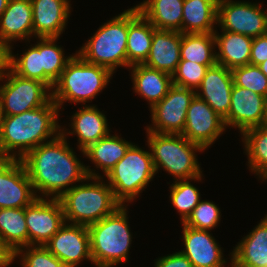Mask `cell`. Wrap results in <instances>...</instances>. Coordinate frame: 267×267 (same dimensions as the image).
I'll return each instance as SVG.
<instances>
[{
	"mask_svg": "<svg viewBox=\"0 0 267 267\" xmlns=\"http://www.w3.org/2000/svg\"><path fill=\"white\" fill-rule=\"evenodd\" d=\"M67 138L59 133L21 159L38 198L59 199L88 176L102 177L98 171L77 158Z\"/></svg>",
	"mask_w": 267,
	"mask_h": 267,
	"instance_id": "obj_1",
	"label": "cell"
},
{
	"mask_svg": "<svg viewBox=\"0 0 267 267\" xmlns=\"http://www.w3.org/2000/svg\"><path fill=\"white\" fill-rule=\"evenodd\" d=\"M59 115L57 104L50 99L39 108L18 115L2 116L0 159L21 160L30 150L54 139L61 129Z\"/></svg>",
	"mask_w": 267,
	"mask_h": 267,
	"instance_id": "obj_2",
	"label": "cell"
},
{
	"mask_svg": "<svg viewBox=\"0 0 267 267\" xmlns=\"http://www.w3.org/2000/svg\"><path fill=\"white\" fill-rule=\"evenodd\" d=\"M59 201L65 222L87 227L111 215L121 206L103 177L88 176L85 181L65 192Z\"/></svg>",
	"mask_w": 267,
	"mask_h": 267,
	"instance_id": "obj_3",
	"label": "cell"
},
{
	"mask_svg": "<svg viewBox=\"0 0 267 267\" xmlns=\"http://www.w3.org/2000/svg\"><path fill=\"white\" fill-rule=\"evenodd\" d=\"M112 76L109 69L88 63L76 52L54 83L51 99L59 111L67 102L87 105L108 86Z\"/></svg>",
	"mask_w": 267,
	"mask_h": 267,
	"instance_id": "obj_4",
	"label": "cell"
},
{
	"mask_svg": "<svg viewBox=\"0 0 267 267\" xmlns=\"http://www.w3.org/2000/svg\"><path fill=\"white\" fill-rule=\"evenodd\" d=\"M128 205L88 226L90 252L96 267H114L128 261L133 234L128 222Z\"/></svg>",
	"mask_w": 267,
	"mask_h": 267,
	"instance_id": "obj_5",
	"label": "cell"
},
{
	"mask_svg": "<svg viewBox=\"0 0 267 267\" xmlns=\"http://www.w3.org/2000/svg\"><path fill=\"white\" fill-rule=\"evenodd\" d=\"M149 151L156 174L163 169L173 180L196 178L203 174L197 152L205 150L182 134H162L146 131Z\"/></svg>",
	"mask_w": 267,
	"mask_h": 267,
	"instance_id": "obj_6",
	"label": "cell"
},
{
	"mask_svg": "<svg viewBox=\"0 0 267 267\" xmlns=\"http://www.w3.org/2000/svg\"><path fill=\"white\" fill-rule=\"evenodd\" d=\"M128 9L103 23L76 52L88 63L103 66L113 74L128 67Z\"/></svg>",
	"mask_w": 267,
	"mask_h": 267,
	"instance_id": "obj_7",
	"label": "cell"
},
{
	"mask_svg": "<svg viewBox=\"0 0 267 267\" xmlns=\"http://www.w3.org/2000/svg\"><path fill=\"white\" fill-rule=\"evenodd\" d=\"M156 175L151 152L133 143L125 156L105 176L115 199L129 206Z\"/></svg>",
	"mask_w": 267,
	"mask_h": 267,
	"instance_id": "obj_8",
	"label": "cell"
},
{
	"mask_svg": "<svg viewBox=\"0 0 267 267\" xmlns=\"http://www.w3.org/2000/svg\"><path fill=\"white\" fill-rule=\"evenodd\" d=\"M0 108L2 116L18 115L39 108L51 99V90L37 80L21 77L9 67L0 74Z\"/></svg>",
	"mask_w": 267,
	"mask_h": 267,
	"instance_id": "obj_9",
	"label": "cell"
},
{
	"mask_svg": "<svg viewBox=\"0 0 267 267\" xmlns=\"http://www.w3.org/2000/svg\"><path fill=\"white\" fill-rule=\"evenodd\" d=\"M262 3L219 0L217 26L222 31L252 38L267 33V10Z\"/></svg>",
	"mask_w": 267,
	"mask_h": 267,
	"instance_id": "obj_10",
	"label": "cell"
},
{
	"mask_svg": "<svg viewBox=\"0 0 267 267\" xmlns=\"http://www.w3.org/2000/svg\"><path fill=\"white\" fill-rule=\"evenodd\" d=\"M195 95L193 89L172 85L167 95L149 109L153 124L144 129L162 134H182L187 110Z\"/></svg>",
	"mask_w": 267,
	"mask_h": 267,
	"instance_id": "obj_11",
	"label": "cell"
},
{
	"mask_svg": "<svg viewBox=\"0 0 267 267\" xmlns=\"http://www.w3.org/2000/svg\"><path fill=\"white\" fill-rule=\"evenodd\" d=\"M25 219L28 230V246H45L65 223L59 199L50 198H36L25 207Z\"/></svg>",
	"mask_w": 267,
	"mask_h": 267,
	"instance_id": "obj_12",
	"label": "cell"
},
{
	"mask_svg": "<svg viewBox=\"0 0 267 267\" xmlns=\"http://www.w3.org/2000/svg\"><path fill=\"white\" fill-rule=\"evenodd\" d=\"M226 129L224 119L208 103L195 95L187 110L182 135L207 150Z\"/></svg>",
	"mask_w": 267,
	"mask_h": 267,
	"instance_id": "obj_13",
	"label": "cell"
},
{
	"mask_svg": "<svg viewBox=\"0 0 267 267\" xmlns=\"http://www.w3.org/2000/svg\"><path fill=\"white\" fill-rule=\"evenodd\" d=\"M36 198L23 162L0 159V208H25Z\"/></svg>",
	"mask_w": 267,
	"mask_h": 267,
	"instance_id": "obj_14",
	"label": "cell"
},
{
	"mask_svg": "<svg viewBox=\"0 0 267 267\" xmlns=\"http://www.w3.org/2000/svg\"><path fill=\"white\" fill-rule=\"evenodd\" d=\"M226 128H237L240 134L245 130L267 124V98L253 91L233 85L228 116L224 119Z\"/></svg>",
	"mask_w": 267,
	"mask_h": 267,
	"instance_id": "obj_15",
	"label": "cell"
},
{
	"mask_svg": "<svg viewBox=\"0 0 267 267\" xmlns=\"http://www.w3.org/2000/svg\"><path fill=\"white\" fill-rule=\"evenodd\" d=\"M45 247L68 267H78L84 260L93 264L87 226L65 222Z\"/></svg>",
	"mask_w": 267,
	"mask_h": 267,
	"instance_id": "obj_16",
	"label": "cell"
},
{
	"mask_svg": "<svg viewBox=\"0 0 267 267\" xmlns=\"http://www.w3.org/2000/svg\"><path fill=\"white\" fill-rule=\"evenodd\" d=\"M182 239L185 248L181 253L185 255L193 267H226L223 248L216 241L211 231L195 229L182 223Z\"/></svg>",
	"mask_w": 267,
	"mask_h": 267,
	"instance_id": "obj_17",
	"label": "cell"
},
{
	"mask_svg": "<svg viewBox=\"0 0 267 267\" xmlns=\"http://www.w3.org/2000/svg\"><path fill=\"white\" fill-rule=\"evenodd\" d=\"M83 108L71 116L70 129L61 126L60 133L67 137L68 135H76L78 138L77 147L84 155V150L98 140L105 138L111 132L108 125V120L100 111L97 105H82Z\"/></svg>",
	"mask_w": 267,
	"mask_h": 267,
	"instance_id": "obj_18",
	"label": "cell"
},
{
	"mask_svg": "<svg viewBox=\"0 0 267 267\" xmlns=\"http://www.w3.org/2000/svg\"><path fill=\"white\" fill-rule=\"evenodd\" d=\"M71 0H31L33 38H60L71 15Z\"/></svg>",
	"mask_w": 267,
	"mask_h": 267,
	"instance_id": "obj_19",
	"label": "cell"
},
{
	"mask_svg": "<svg viewBox=\"0 0 267 267\" xmlns=\"http://www.w3.org/2000/svg\"><path fill=\"white\" fill-rule=\"evenodd\" d=\"M233 85L231 70L216 63L207 69L195 93L196 96L208 103L222 119H225L230 109Z\"/></svg>",
	"mask_w": 267,
	"mask_h": 267,
	"instance_id": "obj_20",
	"label": "cell"
},
{
	"mask_svg": "<svg viewBox=\"0 0 267 267\" xmlns=\"http://www.w3.org/2000/svg\"><path fill=\"white\" fill-rule=\"evenodd\" d=\"M231 267H267V214L233 247Z\"/></svg>",
	"mask_w": 267,
	"mask_h": 267,
	"instance_id": "obj_21",
	"label": "cell"
},
{
	"mask_svg": "<svg viewBox=\"0 0 267 267\" xmlns=\"http://www.w3.org/2000/svg\"><path fill=\"white\" fill-rule=\"evenodd\" d=\"M0 38L10 47L12 41H31L33 38V12L31 0H9L0 16ZM30 40V41H29Z\"/></svg>",
	"mask_w": 267,
	"mask_h": 267,
	"instance_id": "obj_22",
	"label": "cell"
},
{
	"mask_svg": "<svg viewBox=\"0 0 267 267\" xmlns=\"http://www.w3.org/2000/svg\"><path fill=\"white\" fill-rule=\"evenodd\" d=\"M180 48L181 32L155 29L148 57L143 64L172 75L181 60Z\"/></svg>",
	"mask_w": 267,
	"mask_h": 267,
	"instance_id": "obj_23",
	"label": "cell"
},
{
	"mask_svg": "<svg viewBox=\"0 0 267 267\" xmlns=\"http://www.w3.org/2000/svg\"><path fill=\"white\" fill-rule=\"evenodd\" d=\"M128 69L131 70L133 91L147 101L149 108L161 101L173 85L172 75L144 64H136Z\"/></svg>",
	"mask_w": 267,
	"mask_h": 267,
	"instance_id": "obj_24",
	"label": "cell"
},
{
	"mask_svg": "<svg viewBox=\"0 0 267 267\" xmlns=\"http://www.w3.org/2000/svg\"><path fill=\"white\" fill-rule=\"evenodd\" d=\"M155 28L139 12L136 6L128 9V40H127V61L128 68L143 64L149 54L153 32Z\"/></svg>",
	"mask_w": 267,
	"mask_h": 267,
	"instance_id": "obj_25",
	"label": "cell"
},
{
	"mask_svg": "<svg viewBox=\"0 0 267 267\" xmlns=\"http://www.w3.org/2000/svg\"><path fill=\"white\" fill-rule=\"evenodd\" d=\"M217 30L214 31L217 63L230 70L248 65L253 38L229 31L219 34Z\"/></svg>",
	"mask_w": 267,
	"mask_h": 267,
	"instance_id": "obj_26",
	"label": "cell"
},
{
	"mask_svg": "<svg viewBox=\"0 0 267 267\" xmlns=\"http://www.w3.org/2000/svg\"><path fill=\"white\" fill-rule=\"evenodd\" d=\"M184 0H143L136 7L158 30H172L182 33Z\"/></svg>",
	"mask_w": 267,
	"mask_h": 267,
	"instance_id": "obj_27",
	"label": "cell"
},
{
	"mask_svg": "<svg viewBox=\"0 0 267 267\" xmlns=\"http://www.w3.org/2000/svg\"><path fill=\"white\" fill-rule=\"evenodd\" d=\"M219 0H184L182 33H214Z\"/></svg>",
	"mask_w": 267,
	"mask_h": 267,
	"instance_id": "obj_28",
	"label": "cell"
},
{
	"mask_svg": "<svg viewBox=\"0 0 267 267\" xmlns=\"http://www.w3.org/2000/svg\"><path fill=\"white\" fill-rule=\"evenodd\" d=\"M117 134H109L90 145L84 150V156L87 157L97 170H102L104 178L108 172L119 162L124 156L128 148L133 144Z\"/></svg>",
	"mask_w": 267,
	"mask_h": 267,
	"instance_id": "obj_29",
	"label": "cell"
},
{
	"mask_svg": "<svg viewBox=\"0 0 267 267\" xmlns=\"http://www.w3.org/2000/svg\"><path fill=\"white\" fill-rule=\"evenodd\" d=\"M244 153L250 172L267 181V124L245 130L242 134Z\"/></svg>",
	"mask_w": 267,
	"mask_h": 267,
	"instance_id": "obj_30",
	"label": "cell"
},
{
	"mask_svg": "<svg viewBox=\"0 0 267 267\" xmlns=\"http://www.w3.org/2000/svg\"><path fill=\"white\" fill-rule=\"evenodd\" d=\"M180 58L208 67L215 65L214 33H181Z\"/></svg>",
	"mask_w": 267,
	"mask_h": 267,
	"instance_id": "obj_31",
	"label": "cell"
},
{
	"mask_svg": "<svg viewBox=\"0 0 267 267\" xmlns=\"http://www.w3.org/2000/svg\"><path fill=\"white\" fill-rule=\"evenodd\" d=\"M0 240L14 252L28 246L25 208H0Z\"/></svg>",
	"mask_w": 267,
	"mask_h": 267,
	"instance_id": "obj_32",
	"label": "cell"
},
{
	"mask_svg": "<svg viewBox=\"0 0 267 267\" xmlns=\"http://www.w3.org/2000/svg\"><path fill=\"white\" fill-rule=\"evenodd\" d=\"M59 38H40V54L44 68V84L51 90L73 55L65 56Z\"/></svg>",
	"mask_w": 267,
	"mask_h": 267,
	"instance_id": "obj_33",
	"label": "cell"
},
{
	"mask_svg": "<svg viewBox=\"0 0 267 267\" xmlns=\"http://www.w3.org/2000/svg\"><path fill=\"white\" fill-rule=\"evenodd\" d=\"M203 174L196 178L176 180L170 185V200L173 207L180 215L181 223H183L194 208L201 201L200 190L195 187L191 182L202 181Z\"/></svg>",
	"mask_w": 267,
	"mask_h": 267,
	"instance_id": "obj_34",
	"label": "cell"
},
{
	"mask_svg": "<svg viewBox=\"0 0 267 267\" xmlns=\"http://www.w3.org/2000/svg\"><path fill=\"white\" fill-rule=\"evenodd\" d=\"M35 44L25 49L19 55L12 53L13 46L9 47V68L17 75L37 80L44 83V68L42 67L40 54V38H36ZM19 55V56H18Z\"/></svg>",
	"mask_w": 267,
	"mask_h": 267,
	"instance_id": "obj_35",
	"label": "cell"
},
{
	"mask_svg": "<svg viewBox=\"0 0 267 267\" xmlns=\"http://www.w3.org/2000/svg\"><path fill=\"white\" fill-rule=\"evenodd\" d=\"M221 216L220 208L213 201L201 200L183 224L195 229L211 231L217 225L219 226Z\"/></svg>",
	"mask_w": 267,
	"mask_h": 267,
	"instance_id": "obj_36",
	"label": "cell"
},
{
	"mask_svg": "<svg viewBox=\"0 0 267 267\" xmlns=\"http://www.w3.org/2000/svg\"><path fill=\"white\" fill-rule=\"evenodd\" d=\"M19 258L18 264L22 267H68L45 246L29 245L19 248L15 252V258Z\"/></svg>",
	"mask_w": 267,
	"mask_h": 267,
	"instance_id": "obj_37",
	"label": "cell"
},
{
	"mask_svg": "<svg viewBox=\"0 0 267 267\" xmlns=\"http://www.w3.org/2000/svg\"><path fill=\"white\" fill-rule=\"evenodd\" d=\"M233 83L267 98V77L257 65H245L231 70Z\"/></svg>",
	"mask_w": 267,
	"mask_h": 267,
	"instance_id": "obj_38",
	"label": "cell"
},
{
	"mask_svg": "<svg viewBox=\"0 0 267 267\" xmlns=\"http://www.w3.org/2000/svg\"><path fill=\"white\" fill-rule=\"evenodd\" d=\"M209 67L189 60H180L172 74L173 85L197 90Z\"/></svg>",
	"mask_w": 267,
	"mask_h": 267,
	"instance_id": "obj_39",
	"label": "cell"
},
{
	"mask_svg": "<svg viewBox=\"0 0 267 267\" xmlns=\"http://www.w3.org/2000/svg\"><path fill=\"white\" fill-rule=\"evenodd\" d=\"M265 60H267V33L253 38L249 64L258 66Z\"/></svg>",
	"mask_w": 267,
	"mask_h": 267,
	"instance_id": "obj_40",
	"label": "cell"
},
{
	"mask_svg": "<svg viewBox=\"0 0 267 267\" xmlns=\"http://www.w3.org/2000/svg\"><path fill=\"white\" fill-rule=\"evenodd\" d=\"M155 267H193L190 260L180 251L155 259Z\"/></svg>",
	"mask_w": 267,
	"mask_h": 267,
	"instance_id": "obj_41",
	"label": "cell"
},
{
	"mask_svg": "<svg viewBox=\"0 0 267 267\" xmlns=\"http://www.w3.org/2000/svg\"><path fill=\"white\" fill-rule=\"evenodd\" d=\"M15 259V252L0 240V267H10Z\"/></svg>",
	"mask_w": 267,
	"mask_h": 267,
	"instance_id": "obj_42",
	"label": "cell"
},
{
	"mask_svg": "<svg viewBox=\"0 0 267 267\" xmlns=\"http://www.w3.org/2000/svg\"><path fill=\"white\" fill-rule=\"evenodd\" d=\"M9 67V46L0 38V74Z\"/></svg>",
	"mask_w": 267,
	"mask_h": 267,
	"instance_id": "obj_43",
	"label": "cell"
},
{
	"mask_svg": "<svg viewBox=\"0 0 267 267\" xmlns=\"http://www.w3.org/2000/svg\"><path fill=\"white\" fill-rule=\"evenodd\" d=\"M9 0H0V16L6 10Z\"/></svg>",
	"mask_w": 267,
	"mask_h": 267,
	"instance_id": "obj_44",
	"label": "cell"
},
{
	"mask_svg": "<svg viewBox=\"0 0 267 267\" xmlns=\"http://www.w3.org/2000/svg\"><path fill=\"white\" fill-rule=\"evenodd\" d=\"M258 67L267 77V60H265L263 63L259 64Z\"/></svg>",
	"mask_w": 267,
	"mask_h": 267,
	"instance_id": "obj_45",
	"label": "cell"
},
{
	"mask_svg": "<svg viewBox=\"0 0 267 267\" xmlns=\"http://www.w3.org/2000/svg\"><path fill=\"white\" fill-rule=\"evenodd\" d=\"M1 117L2 115H1V108H0V126H1Z\"/></svg>",
	"mask_w": 267,
	"mask_h": 267,
	"instance_id": "obj_46",
	"label": "cell"
}]
</instances>
